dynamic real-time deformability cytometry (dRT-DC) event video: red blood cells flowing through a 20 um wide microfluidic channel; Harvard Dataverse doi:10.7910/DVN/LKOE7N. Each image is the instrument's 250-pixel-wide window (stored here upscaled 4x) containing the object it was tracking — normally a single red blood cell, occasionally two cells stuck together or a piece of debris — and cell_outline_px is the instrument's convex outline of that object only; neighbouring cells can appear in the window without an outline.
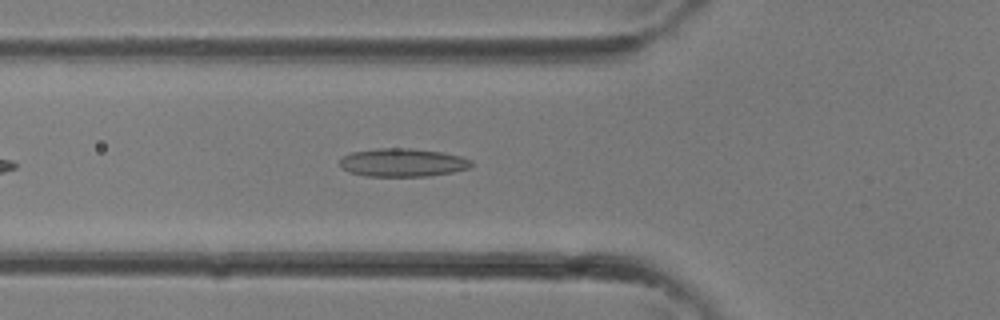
{"species": "common noctule bat (a hibernating species)", "species_latin": "Nyctalus noctula", "temperature_condition": "room temperature", "stored_images_in_passage": 25, "camera_frame_rate_fps": 3000, "um_per_image_px": 0.085, "animal": {"sex": "female"}, "frame": {"image": 1, "passage_image": 4, "time_ms": 1.0, "image_size_px": [1000, 320], "cell_outline_px": [[472, 164], [468, 168], [452, 172], [428, 176], [368, 176], [348, 172], [340, 168], [340, 160], [344, 156], [352, 152], [376, 148], [412, 148], [440, 152], [460, 156], [472, 160]], "centroid_in_image_um": [34.2, 13.81], "position_along_channel_um": 91.6, "area_um2": 21.62}}
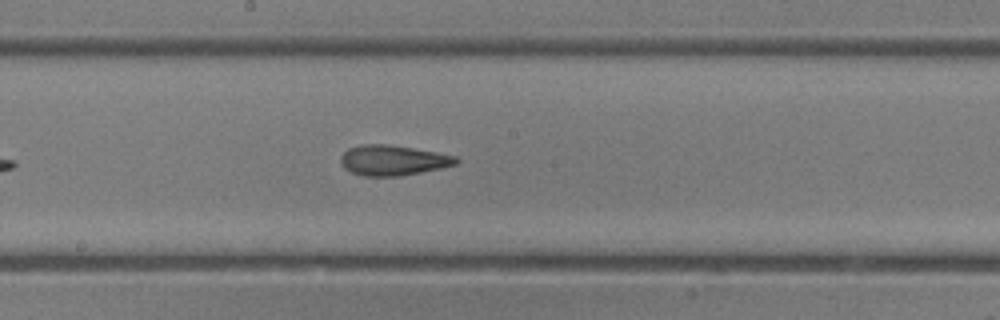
{"frame": {"image": 2, "passage_image": 10, "time_ms": 3.0, "image_size_px": [1000, 320], "cell_outline_px": [[460, 160], [456, 164], [440, 168], [400, 176], [364, 176], [352, 172], [344, 168], [340, 164], [340, 156], [348, 148], [364, 144], [388, 144], [436, 152], [456, 156]], "centroid_in_image_um": [33.37, 13.62], "position_along_channel_um": 214.8, "area_um2": 20.29}}
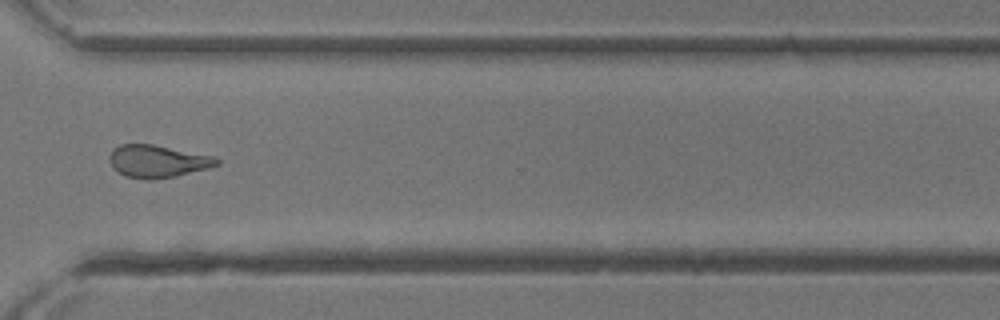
{"frame": {"image": 3, "passage_image": 17, "time_ms": 5.333, "image_size_px": [1000, 320], "cell_outline_px": [[220, 164], [208, 168], [172, 176], [152, 180], [148, 180], [124, 176], [112, 168], [108, 160], [108, 156], [120, 144], [152, 144], [212, 156], [220, 160]], "centroid_in_image_um": [13.34, 13.71], "position_along_channel_um": 357.3, "area_um2": 20.11}}